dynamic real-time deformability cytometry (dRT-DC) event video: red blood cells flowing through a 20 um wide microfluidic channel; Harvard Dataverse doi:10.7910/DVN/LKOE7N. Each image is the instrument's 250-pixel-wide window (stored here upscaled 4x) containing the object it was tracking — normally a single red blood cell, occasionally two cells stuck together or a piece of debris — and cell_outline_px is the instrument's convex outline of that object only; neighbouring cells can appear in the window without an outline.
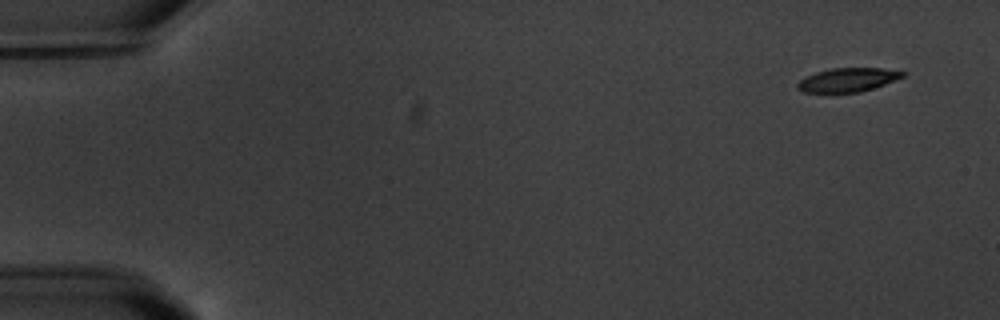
{"species": "common noctule bat (a hibernating species)", "species_latin": "Nyctalus noctula", "temperature_condition": "warm", "stored_images_in_passage": 4, "camera_frame_rate_fps": 3000, "um_per_image_px": 0.085, "animal": {"sex": "male", "body_mass_g": 20.1, "forearm_length_mm": 53.5}, "frame": {"image": 1, "passage_image": 1, "time_ms": 0.0, "image_size_px": [1000, 320], "cell_outline_px": [[908, 72], [904, 76], [884, 84], [860, 92], [804, 92], [796, 88], [796, 84], [800, 80], [816, 72], [832, 68], [880, 68]], "centroid_in_image_um": [72.06, 6.78], "position_along_channel_um": 12.9, "area_um2": 14.39}}